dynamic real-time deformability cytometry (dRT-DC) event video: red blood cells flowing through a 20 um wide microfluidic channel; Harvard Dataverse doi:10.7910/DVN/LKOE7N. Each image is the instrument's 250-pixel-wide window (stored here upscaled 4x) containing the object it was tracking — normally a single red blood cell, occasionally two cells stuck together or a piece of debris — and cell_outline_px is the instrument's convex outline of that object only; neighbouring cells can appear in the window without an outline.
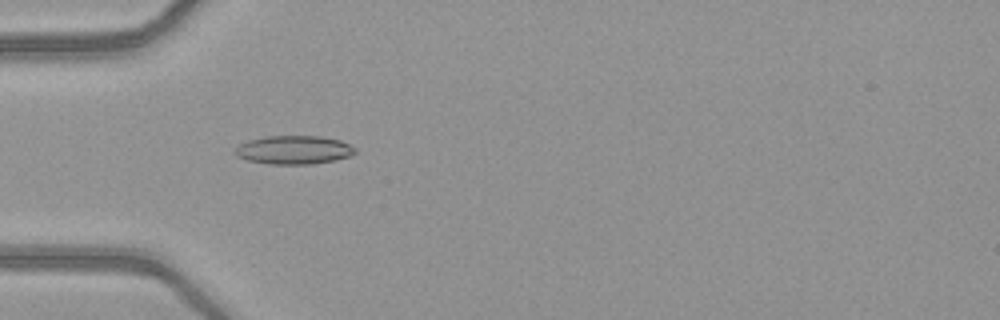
{"species": "common noctule bat (a hibernating species)", "species_latin": "Nyctalus noctula", "temperature_condition": "warm", "stored_images_in_passage": 13, "camera_frame_rate_fps": 3000, "um_per_image_px": 0.085, "animal": {"sex": "female", "body_mass_g": 21.9}, "frame": {"image": 1, "passage_image": 7, "time_ms": 2.0, "image_size_px": [1000, 320], "cell_outline_px": [[356, 152], [352, 156], [336, 160], [312, 164], [268, 164], [248, 160], [236, 156], [236, 148], [240, 144], [248, 140], [268, 136], [320, 136], [340, 140], [356, 148]], "centroid_in_image_um": [25.01, 12.74], "position_along_channel_um": 60.0, "area_um2": 20.0}}
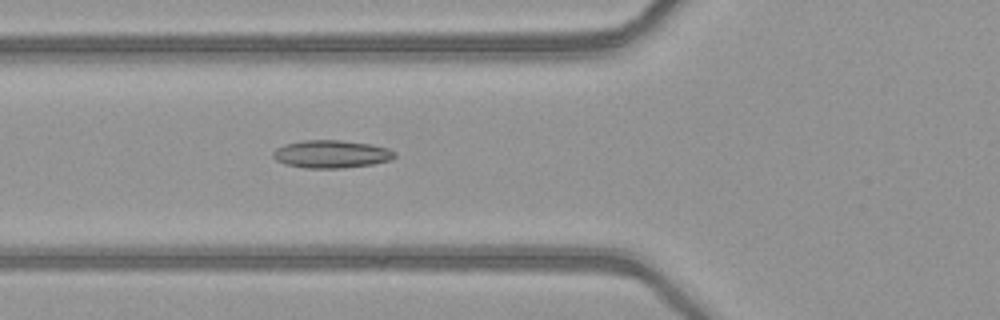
{"frame": {"image": 2, "passage_image": 10, "time_ms": 3.0, "image_size_px": [1000, 320], "cell_outline_px": [[396, 156], [388, 160], [372, 164], [344, 168], [304, 168], [284, 164], [276, 160], [272, 156], [272, 152], [276, 148], [284, 144], [304, 140], [340, 140], [372, 144], [388, 148], [396, 152]], "centroid_in_image_um": [28.14, 13.09], "position_along_channel_um": 97.7, "area_um2": 19.83}}